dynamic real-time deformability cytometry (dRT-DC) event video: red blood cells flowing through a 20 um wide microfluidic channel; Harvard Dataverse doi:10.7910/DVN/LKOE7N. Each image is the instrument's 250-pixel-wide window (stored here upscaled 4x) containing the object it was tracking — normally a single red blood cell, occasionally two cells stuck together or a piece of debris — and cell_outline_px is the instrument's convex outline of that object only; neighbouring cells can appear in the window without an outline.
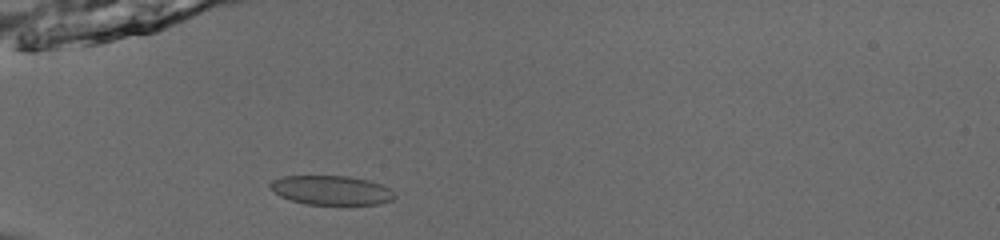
{"species": "common noctule bat (a hibernating species)", "species_latin": "Nyctalus noctula", "temperature_condition": "room temperature", "stored_images_in_passage": 34, "camera_frame_rate_fps": 3000, "um_per_image_px": 0.085, "animal": {"sex": "male", "body_mass_g": 13.0, "forearm_length_mm": 53.1}, "frame": {"image": 1, "passage_image": 1, "time_ms": 0.0, "image_size_px": [1000, 240], "cell_outline_px": [[396, 196], [392, 200], [380, 204], [304, 204], [280, 196], [268, 188], [268, 184], [272, 180], [280, 176], [348, 176], [368, 180], [384, 184]], "centroid_in_image_um": [28.13, 16.16], "position_along_channel_um": 56.9, "area_um2": 21.33}}
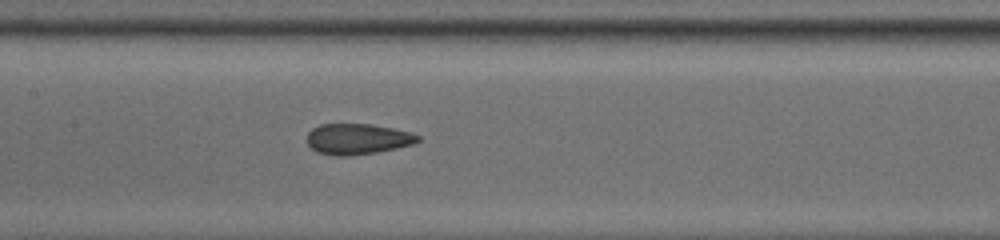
{"frame": {"image": 2, "passage_image": 11, "time_ms": 3.333, "image_size_px": [1000, 240], "cell_outline_px": [[420, 140], [412, 144], [396, 148], [376, 152], [348, 156], [332, 156], [316, 152], [308, 144], [308, 132], [312, 128], [320, 124], [372, 124], [412, 132], [420, 136]], "centroid_in_image_um": [30.38, 11.81], "position_along_channel_um": 177.0, "area_um2": 19.94}}
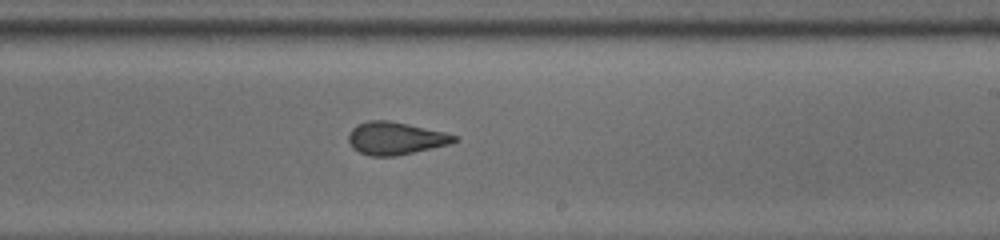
{"frame": {"image": 3, "passage_image": 17, "time_ms": 5.333, "image_size_px": [1000, 240], "cell_outline_px": [[460, 140], [448, 144], [396, 156], [368, 156], [352, 148], [348, 140], [348, 132], [356, 124], [368, 120], [388, 120], [408, 124], [444, 132], [456, 136]], "centroid_in_image_um": [33.56, 11.75], "position_along_channel_um": 255.4, "area_um2": 20.11}, "authors_computed_cell_mechanics": {"area_um2": 19.8832, "velocity_mm_per_s": 3.9391, "shape_relaxation_time_tau1_ms": 3.2937, "shape_relaxation_time_tau2_ms": 1.1534, "deformation_change_tau1": 0.0911, "deformation_change_tau2": 0.0856}}